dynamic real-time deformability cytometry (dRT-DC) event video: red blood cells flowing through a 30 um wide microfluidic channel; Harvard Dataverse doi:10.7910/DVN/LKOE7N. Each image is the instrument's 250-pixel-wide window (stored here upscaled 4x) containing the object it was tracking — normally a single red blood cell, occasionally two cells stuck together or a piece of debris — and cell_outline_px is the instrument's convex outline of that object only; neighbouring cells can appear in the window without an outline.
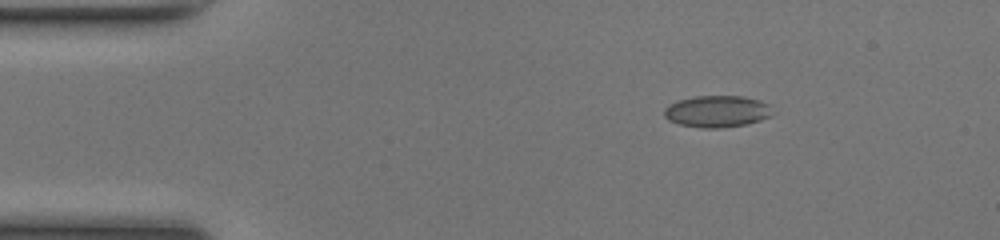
{"species": "common noctule bat (a hibernating species)", "species_latin": "Nyctalus noctula", "temperature_condition": "room temperature", "stored_images_in_passage": 43, "camera_frame_rate_fps": 3000, "um_per_image_px": 0.085, "animal": {"sex": "female", "body_mass_g": 17.0, "forearm_length_mm": 48.0}, "frame": {"image": 1, "passage_image": 1, "time_ms": 0.0, "image_size_px": [1000, 240], "cell_outline_px": [[772, 116], [748, 124], [720, 128], [700, 128], [680, 124], [668, 120], [664, 116], [664, 108], [668, 104], [676, 100], [696, 96], [744, 96], [760, 100], [772, 104]], "centroid_in_image_um": [60.97, 9.46], "position_along_channel_um": 24.0, "area_um2": 20.4}}
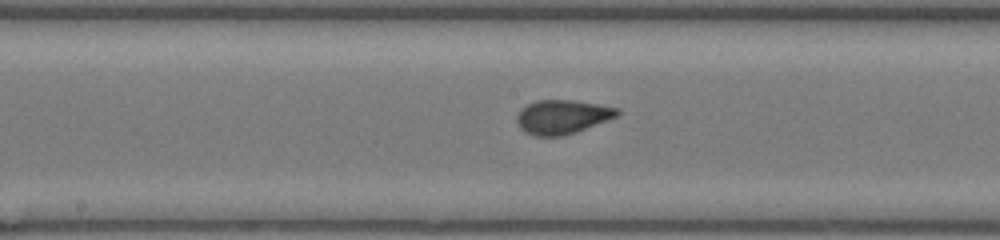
{"frame": {"image": 2, "passage_image": 19, "time_ms": 6.0, "image_size_px": [1000, 240], "cell_outline_px": [[620, 112], [616, 116], [576, 132], [564, 136], [532, 136], [524, 132], [520, 128], [516, 120], [516, 116], [520, 108], [536, 100], [572, 100], [620, 108]], "centroid_in_image_um": [47.74, 9.94], "position_along_channel_um": 200.5, "area_um2": 19.94}}
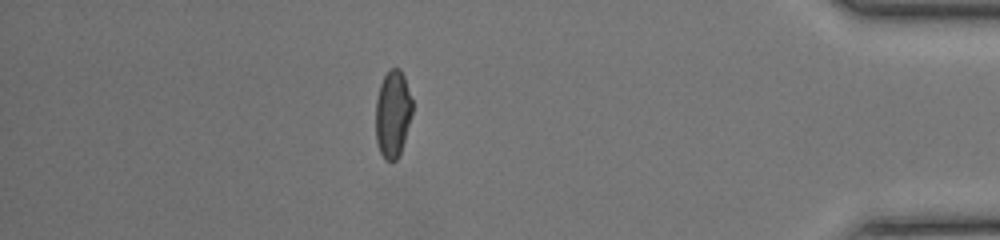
{"frame": {"image": 3, "passage_image": 37, "time_ms": 12.0, "image_size_px": [1000, 240], "cell_outline_px": [[412, 112], [404, 140], [400, 152], [396, 160], [392, 164], [384, 160], [380, 152], [376, 140], [376, 100], [380, 84], [384, 76], [392, 68], [400, 68], [404, 76], [412, 100]], "centroid_in_image_um": [33.37, 9.71], "position_along_channel_um": 401.8, "area_um2": 18.55}, "authors_computed_cell_mechanics": {"area_um2": 19.4208, "velocity_mm_per_s": 4.1357, "shape_relaxation_time_tau1_ms": 3.2537, "shape_relaxation_time_tau2_ms": 0.4909, "deformation_change_tau1": 0.1354, "deformation_change_tau2": 0.0517}}